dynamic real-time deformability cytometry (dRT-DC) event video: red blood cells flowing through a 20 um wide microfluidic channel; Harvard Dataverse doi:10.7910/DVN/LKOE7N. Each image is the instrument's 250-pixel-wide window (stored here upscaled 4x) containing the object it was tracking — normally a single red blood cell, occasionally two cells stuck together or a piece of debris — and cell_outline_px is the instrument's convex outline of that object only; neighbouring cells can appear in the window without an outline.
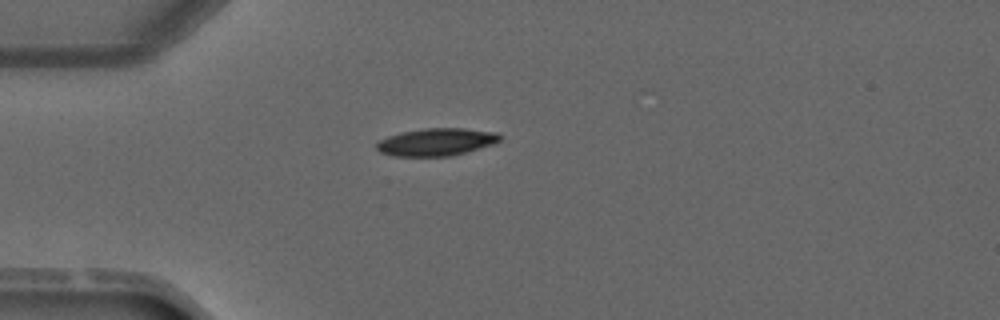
{"species": "common noctule bat (a hibernating species)", "species_latin": "Nyctalus noctula", "temperature_condition": "warm", "stored_images_in_passage": 1, "camera_frame_rate_fps": 3000, "um_per_image_px": 0.085, "animal": {"sex": "male", "forearm_length_mm": 52.5}, "frame": {"image": 1, "passage_image": 1, "time_ms": 0.0, "image_size_px": [1000, 320], "cell_outline_px": [[504, 136], [500, 140], [492, 144], [452, 156], [392, 156], [380, 152], [376, 148], [376, 144], [380, 140], [388, 136], [400, 132], [424, 128], [464, 128], [496, 132]], "centroid_in_image_um": [37.09, 12.06], "position_along_channel_um": 47.9, "area_um2": 19.83}}